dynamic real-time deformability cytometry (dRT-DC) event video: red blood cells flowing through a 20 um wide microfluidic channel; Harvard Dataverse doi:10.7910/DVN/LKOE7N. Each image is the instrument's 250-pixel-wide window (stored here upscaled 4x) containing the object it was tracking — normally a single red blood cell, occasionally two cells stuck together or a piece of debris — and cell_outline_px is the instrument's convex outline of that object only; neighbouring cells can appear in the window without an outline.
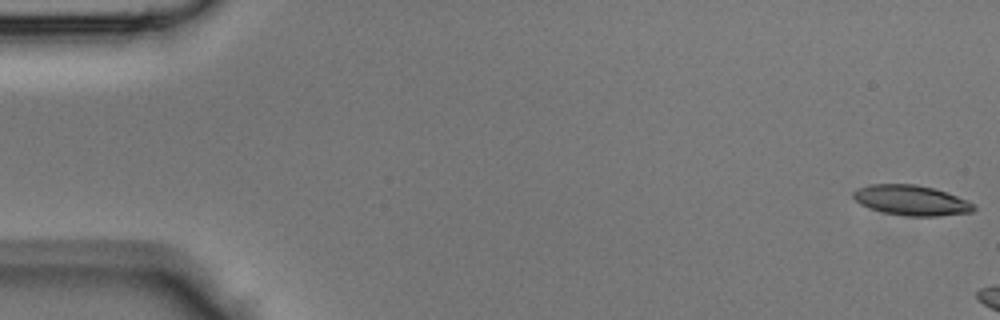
{"species": "Egyptian fruit bat (a non-hibernating species)", "species_latin": "Rousettus aegyptiacus", "temperature_condition": "room temperature", "stored_images_in_passage": 5, "camera_frame_rate_fps": 3000, "um_per_image_px": 0.085, "animal": {"sex": "male"}, "frame": {"image": 1, "passage_image": 1, "time_ms": 0.0, "image_size_px": [1000, 320], "cell_outline_px": [[976, 208], [972, 212], [940, 216], [908, 216], [884, 212], [860, 204], [852, 196], [852, 192], [856, 188], [868, 184], [916, 184], [932, 188], [968, 200], [976, 204]], "centroid_in_image_um": [77.46, 17.02], "position_along_channel_um": 7.5, "area_um2": 21.15}}